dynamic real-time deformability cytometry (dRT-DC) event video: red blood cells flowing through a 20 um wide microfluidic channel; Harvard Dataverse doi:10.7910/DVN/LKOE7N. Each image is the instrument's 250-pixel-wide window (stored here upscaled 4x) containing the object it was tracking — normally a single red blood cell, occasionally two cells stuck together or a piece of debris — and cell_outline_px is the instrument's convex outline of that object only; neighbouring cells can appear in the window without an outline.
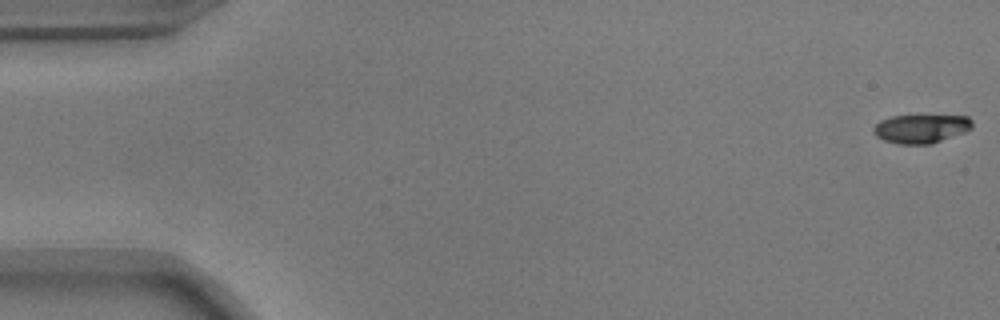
{"species": "common noctule bat (a hibernating species)", "species_latin": "Nyctalus noctula", "temperature_condition": "warm", "stored_images_in_passage": 55, "camera_frame_rate_fps": 3000, "um_per_image_px": 0.085, "animal": {"sex": "male", "body_mass_g": 17.9}, "frame": {"image": 1, "passage_image": 1, "time_ms": 0.0, "image_size_px": [1000, 320], "cell_outline_px": [[972, 128], [964, 132], [932, 144], [900, 144], [884, 140], [876, 136], [872, 132], [872, 128], [880, 120], [892, 116], [968, 116], [972, 120]], "centroid_in_image_um": [78.27, 10.94], "position_along_channel_um": 6.7, "area_um2": 16.47}}
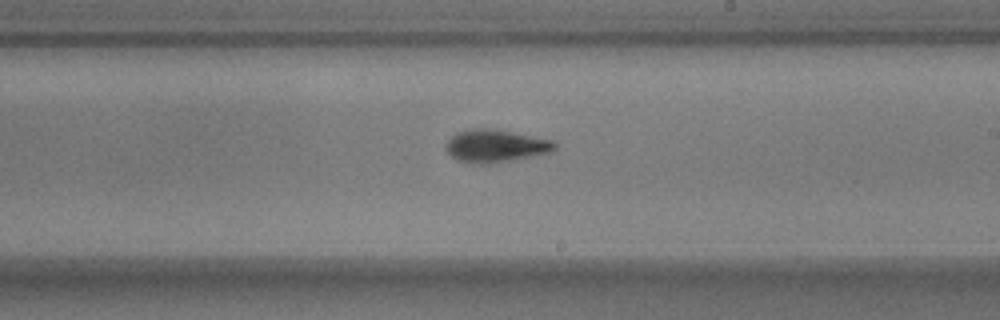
{"frame": {"image": 2, "passage_image": 32, "time_ms": 10.333, "image_size_px": [1000, 320], "cell_outline_px": [[556, 148], [552, 152], [508, 160], [480, 164], [472, 164], [456, 160], [444, 148], [444, 144], [456, 132], [472, 128], [488, 128], [512, 132], [556, 140]], "centroid_in_image_um": [42.1, 12.39], "position_along_channel_um": 246.9, "area_um2": 20.69}}
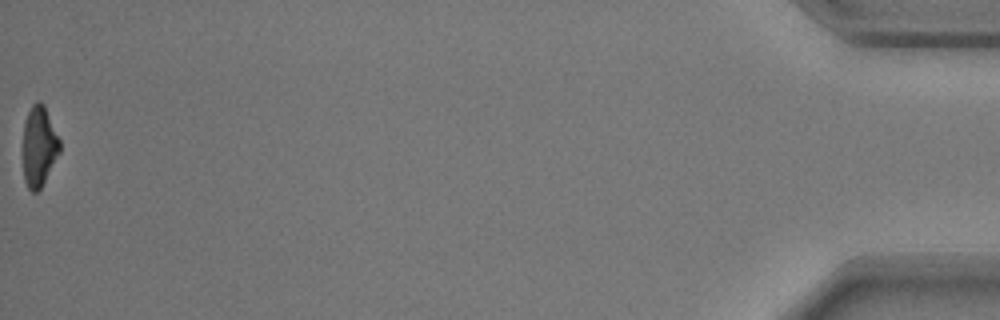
{"frame": {"image": 3, "passage_image": 55, "time_ms": 18.0, "image_size_px": [1000, 320], "cell_outline_px": [[60, 152], [40, 188], [36, 192], [32, 192], [28, 188], [24, 180], [24, 120], [32, 104], [36, 100], [40, 100], [44, 104], [60, 140]], "centroid_in_image_um": [3.32, 12.39], "position_along_channel_um": 431.9, "area_um2": 17.05}, "authors_computed_cell_mechanics": {"area_um2": 18.6694, "velocity_mm_per_s": 3.7136, "shape_relaxation_time_tau1_ms": 2.6013, "shape_relaxation_time_tau2_ms": 5.4722, "deformation_change_tau1": 0.1744, "deformation_change_tau2": 0.1396}}